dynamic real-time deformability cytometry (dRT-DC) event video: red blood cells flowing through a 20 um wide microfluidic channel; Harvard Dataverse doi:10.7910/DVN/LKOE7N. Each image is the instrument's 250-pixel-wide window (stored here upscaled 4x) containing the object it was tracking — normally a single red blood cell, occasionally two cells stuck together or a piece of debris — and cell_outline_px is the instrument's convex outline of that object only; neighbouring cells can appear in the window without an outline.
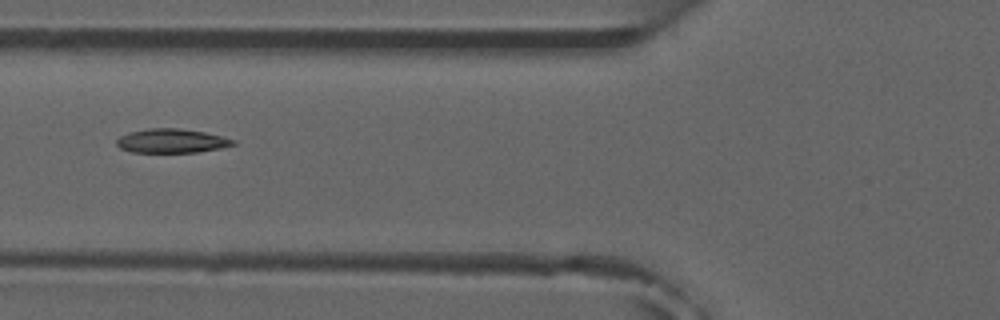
{"species": "common noctule bat (a hibernating species)", "species_latin": "Nyctalus noctula", "temperature_condition": "room temperature", "stored_images_in_passage": 5, "camera_frame_rate_fps": 3000, "um_per_image_px": 0.085, "animal": {"sex": "male", "forearm_length_mm": 52.5}, "frame": {"image": 1, "passage_image": 4, "time_ms": 3.667, "image_size_px": [1000, 320], "cell_outline_px": [[236, 144], [220, 148], [196, 152], [132, 152], [120, 148], [116, 144], [116, 140], [120, 136], [128, 132], [148, 128], [176, 128], [204, 132], [236, 140]], "centroid_in_image_um": [14.56, 11.97], "position_along_channel_um": 111.2, "area_um2": 16.24}}
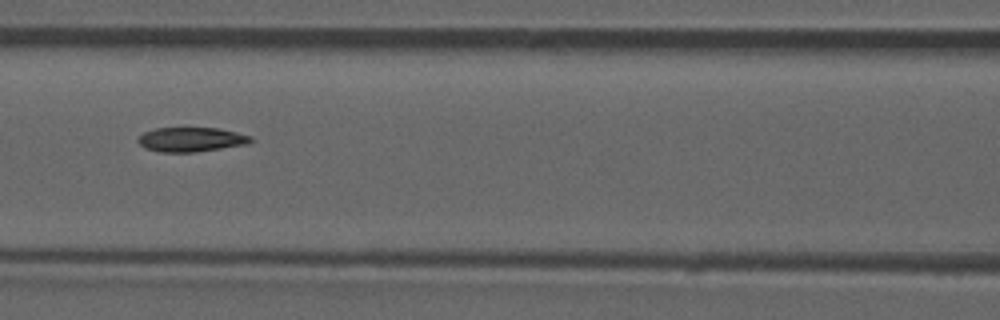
{"frame": {"image": 2, "passage_image": 5, "time_ms": 4.667, "image_size_px": [1000, 320], "cell_outline_px": [[252, 140], [248, 144], [196, 152], [160, 152], [144, 148], [136, 140], [144, 132], [156, 128], [220, 128], [252, 136]], "centroid_in_image_um": [16.25, 11.86], "position_along_channel_um": 150.4, "area_um2": 16.07}}